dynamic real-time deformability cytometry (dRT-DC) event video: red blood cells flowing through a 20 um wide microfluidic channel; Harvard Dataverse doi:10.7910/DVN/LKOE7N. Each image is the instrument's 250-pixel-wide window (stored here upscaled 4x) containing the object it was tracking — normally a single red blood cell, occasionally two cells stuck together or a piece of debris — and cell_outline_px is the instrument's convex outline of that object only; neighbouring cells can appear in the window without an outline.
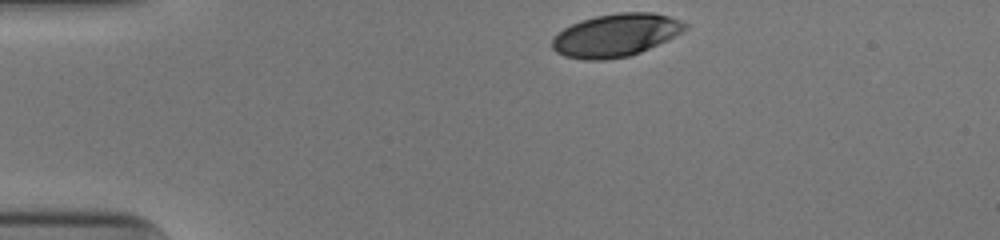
{"species": "human", "species_latin": "Homo sapiens", "temperature_condition": "cold", "stored_images_in_passage": 33, "camera_frame_rate_fps": 3000, "um_per_image_px": 0.085, "donor": {"sex": "male"}, "frame": {"image": 1, "passage_image": 1, "time_ms": 0.0, "image_size_px": [1000, 240], "cell_outline_px": [[688, 28], [668, 40], [640, 52], [628, 56], [604, 60], [584, 60], [564, 56], [556, 52], [552, 48], [552, 40], [564, 28], [580, 20], [596, 16], [620, 12], [652, 12], [668, 16], [680, 20], [688, 24]], "centroid_in_image_um": [52.35, 2.99], "position_along_channel_um": 32.6, "area_um2": 33.12}}
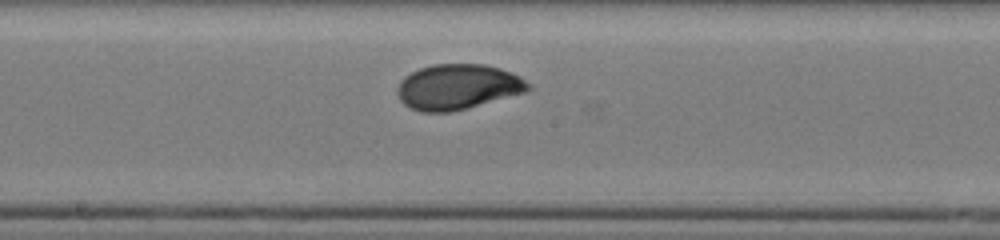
{"frame": {"image": 2, "passage_image": 19, "time_ms": 6.0, "image_size_px": [1000, 240], "cell_outline_px": [[532, 88], [528, 92], [452, 112], [420, 112], [408, 108], [400, 100], [396, 92], [396, 88], [400, 80], [404, 76], [420, 68], [432, 64], [484, 64], [500, 68], [512, 72], [520, 76], [532, 84]], "centroid_in_image_um": [38.92, 7.39], "position_along_channel_um": 209.3, "area_um2": 35.14}}
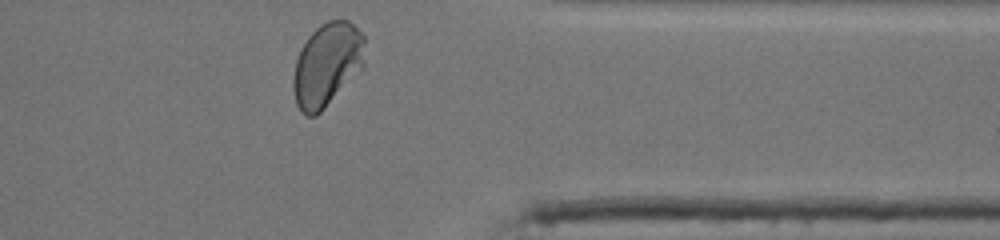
{"frame": {"image": 3, "passage_image": 33, "time_ms": 10.667, "image_size_px": [1000, 240], "cell_outline_px": [[364, 68], [316, 116], [304, 116], [300, 112], [296, 104], [292, 88], [292, 80], [296, 60], [308, 36], [320, 24], [328, 20], [348, 20], [364, 36]], "centroid_in_image_um": [27.79, 5.52], "position_along_channel_um": 383.6, "area_um2": 34.97}, "authors_computed_cell_mechanics": {"area_um2": 33.9864, "velocity_mm_per_s": 3.9175, "shape_relaxation_time_tau1_ms": 2.9804, "shape_relaxation_time_tau2_ms": null, "deformation_change_tau1": 0.1531, "deformation_change_tau2": null}}